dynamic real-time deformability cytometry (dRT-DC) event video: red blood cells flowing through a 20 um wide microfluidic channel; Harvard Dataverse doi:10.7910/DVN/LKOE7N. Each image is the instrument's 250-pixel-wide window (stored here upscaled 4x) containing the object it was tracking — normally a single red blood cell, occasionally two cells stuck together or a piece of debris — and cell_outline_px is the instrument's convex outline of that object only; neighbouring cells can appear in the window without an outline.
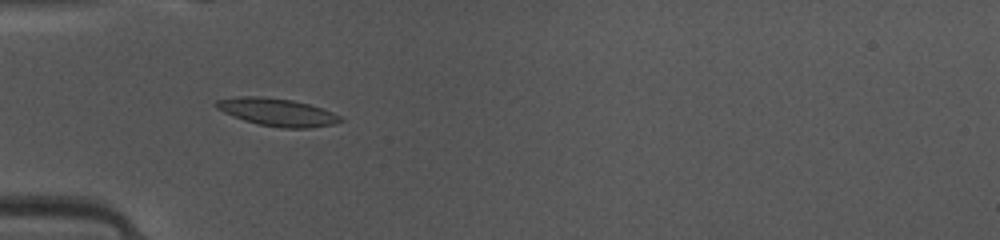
{"species": "common noctule bat (a hibernating species)", "species_latin": "Nyctalus noctula", "temperature_condition": "warm", "stored_images_in_passage": 34, "camera_frame_rate_fps": 3000, "um_per_image_px": 0.085, "animal": {"sex": "female", "body_mass_g": 10.0, "forearm_length_mm": 53.1}, "frame": {"image": 1, "passage_image": 4, "time_ms": 1.0, "image_size_px": [1000, 240], "cell_outline_px": [[344, 120], [332, 124], [308, 128], [280, 128], [260, 124], [244, 120], [224, 112], [216, 108], [216, 100], [240, 96], [260, 96], [292, 100], [308, 104], [344, 116]], "centroid_in_image_um": [23.58, 9.53], "position_along_channel_um": 61.4, "area_um2": 19.83}}
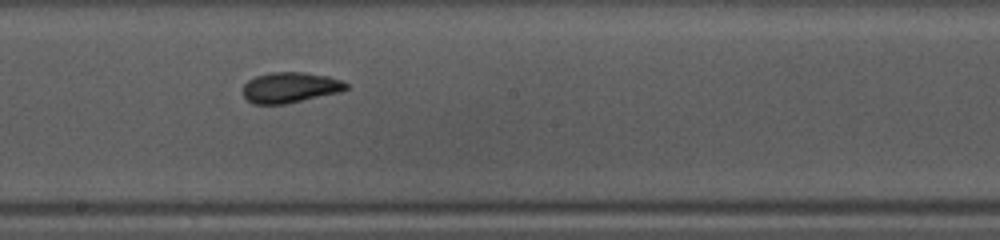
{"frame": {"image": 2, "passage_image": 16, "time_ms": 5.0, "image_size_px": [1000, 240], "cell_outline_px": [[348, 88], [340, 92], [284, 104], [252, 104], [244, 96], [244, 84], [248, 80], [256, 76], [268, 72], [304, 72], [328, 76], [340, 80], [348, 84]], "centroid_in_image_um": [24.65, 7.43], "position_along_channel_um": 223.5, "area_um2": 18.32}}
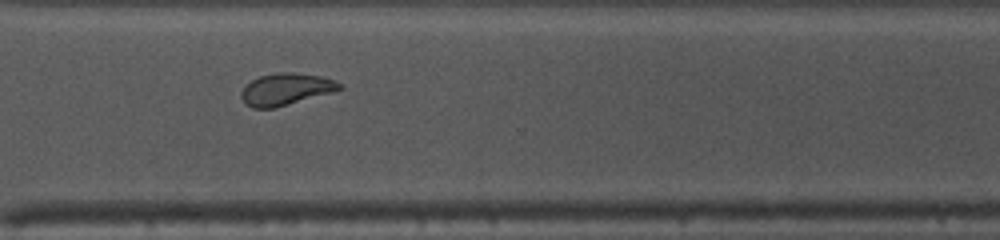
{"frame": {"image": 3, "passage_image": 25, "time_ms": 8.0, "image_size_px": [1000, 240], "cell_outline_px": [[344, 88], [332, 92], [272, 108], [252, 108], [244, 104], [240, 96], [240, 92], [244, 84], [260, 76], [280, 72], [292, 72], [320, 76], [336, 80]], "centroid_in_image_um": [24.25, 7.58], "position_along_channel_um": 346.4, "area_um2": 18.21}, "authors_computed_cell_mechanics": {"area_um2": 18.6116, "velocity_mm_per_s": 4.1023, "shape_relaxation_time_tau1_ms": 4.8176, "shape_relaxation_time_tau2_ms": 1.4032, "deformation_change_tau1": 0.1393, "deformation_change_tau2": 0.0713}}